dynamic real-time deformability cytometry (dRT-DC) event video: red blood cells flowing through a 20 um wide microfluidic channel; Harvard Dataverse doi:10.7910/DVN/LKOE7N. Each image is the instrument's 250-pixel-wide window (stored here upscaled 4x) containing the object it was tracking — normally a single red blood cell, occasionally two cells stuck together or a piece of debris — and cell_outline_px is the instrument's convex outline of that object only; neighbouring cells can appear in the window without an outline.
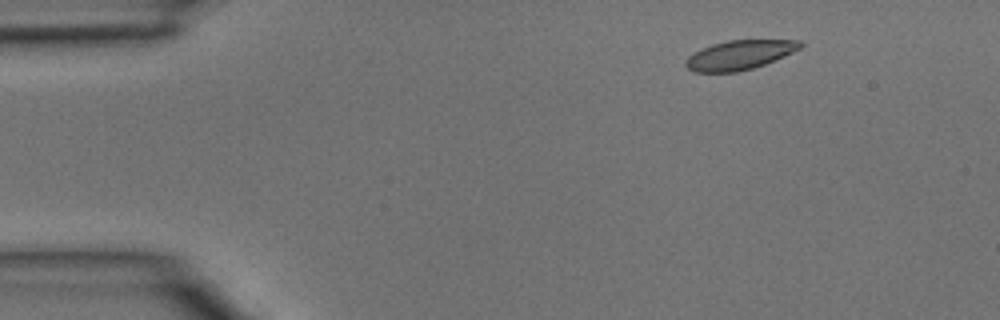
{"species": "common noctule bat (a hibernating species)", "species_latin": "Nyctalus noctula", "temperature_condition": "room temperature", "stored_images_in_passage": 4, "segment_of_instrument_passage": [1, 2], "camera_frame_rate_fps": 3000, "um_per_image_px": 0.085, "animal": {"sex": "male", "body_mass_g": 15.6}, "frame": {"image": 1, "passage_image": 1, "time_ms": 0.0, "image_size_px": [1000, 320], "cell_outline_px": [[804, 44], [800, 48], [784, 56], [764, 64], [752, 68], [736, 72], [692, 72], [684, 64], [688, 56], [712, 44], [728, 40], [800, 40]], "centroid_in_image_um": [62.85, 4.67], "position_along_channel_um": 22.1, "area_um2": 19.36}}
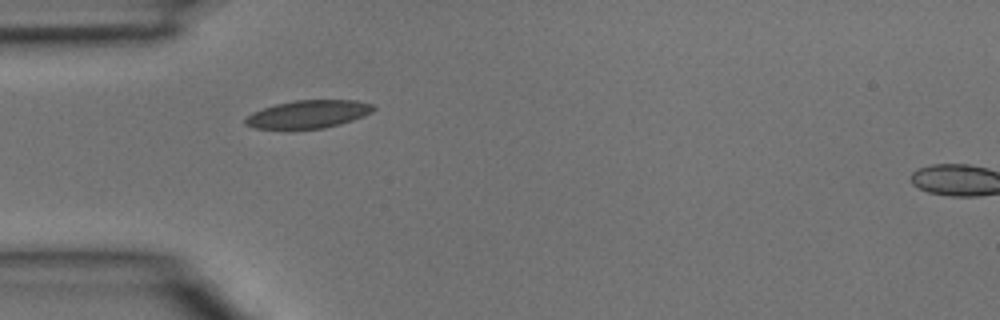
{"frame": {"image": 2, "passage_image": 3, "time_ms": 0.667, "image_size_px": [1000, 320], "cell_outline_px": [[376, 108], [372, 112], [364, 116], [340, 124], [324, 128], [252, 128], [244, 124], [244, 120], [252, 112], [276, 104], [296, 100], [356, 100], [372, 104]], "centroid_in_image_um": [26.22, 9.7], "position_along_channel_um": 58.8, "area_um2": 20.63}}